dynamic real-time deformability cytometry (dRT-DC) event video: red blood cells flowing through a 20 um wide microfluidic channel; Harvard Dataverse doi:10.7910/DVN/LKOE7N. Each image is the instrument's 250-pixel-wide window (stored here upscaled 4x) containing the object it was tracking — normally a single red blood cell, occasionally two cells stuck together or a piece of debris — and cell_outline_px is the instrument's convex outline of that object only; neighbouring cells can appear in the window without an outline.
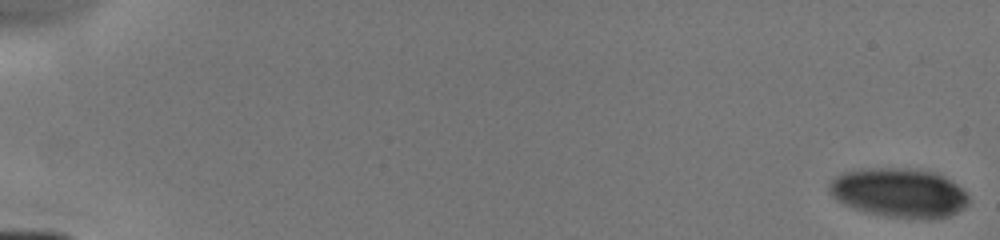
{"species": "human", "species_latin": "Homo sapiens", "temperature_condition": "cold", "stored_images_in_passage": 7, "camera_frame_rate_fps": 3000, "um_per_image_px": 0.085, "donor": {"sex": "male"}, "frame": {"image": 1, "passage_image": 1, "time_ms": 0.0, "image_size_px": [1000, 240], "cell_outline_px": [[968, 204], [964, 208], [948, 216], [928, 220], [884, 216], [864, 212], [844, 204], [836, 200], [828, 192], [828, 184], [836, 176], [844, 172], [860, 168], [908, 168], [932, 172], [944, 176], [952, 180], [968, 196]], "centroid_in_image_um": [76.39, 16.39], "position_along_channel_um": 8.6, "area_um2": 40.29}}
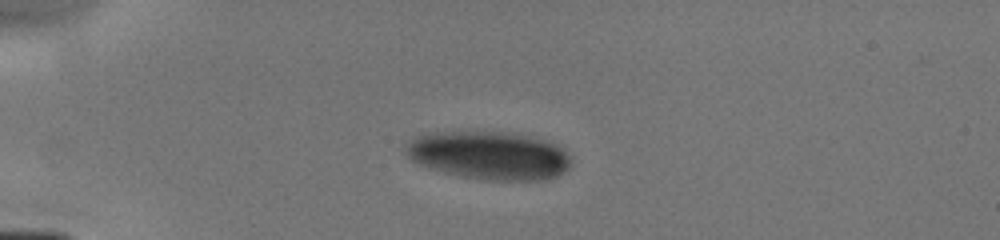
{"frame": {"image": 2, "passage_image": 5, "time_ms": 4.333, "image_size_px": [1000, 240], "cell_outline_px": [[572, 164], [564, 172], [556, 176], [544, 180], [488, 180], [460, 176], [428, 168], [412, 160], [404, 152], [404, 144], [416, 136], [432, 132], [504, 132], [528, 136], [560, 144], [564, 148]], "centroid_in_image_um": [41.57, 13.21], "position_along_channel_um": 43.4, "area_um2": 46.64}}